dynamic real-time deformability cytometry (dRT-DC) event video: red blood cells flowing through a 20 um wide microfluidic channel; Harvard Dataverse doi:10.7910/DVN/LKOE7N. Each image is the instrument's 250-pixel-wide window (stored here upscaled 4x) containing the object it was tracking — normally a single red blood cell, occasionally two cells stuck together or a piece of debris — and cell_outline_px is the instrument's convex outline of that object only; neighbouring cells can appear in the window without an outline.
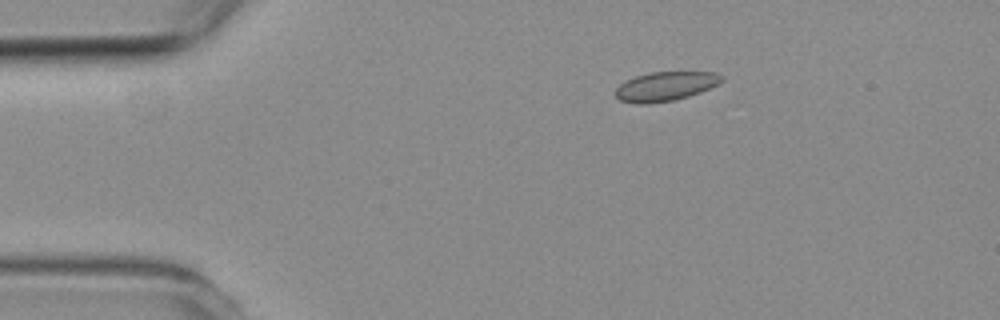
{"species": "common noctule bat (a hibernating species)", "species_latin": "Nyctalus noctula", "temperature_condition": "room temperature", "stored_images_in_passage": 7, "camera_frame_rate_fps": 3000, "um_per_image_px": 0.085, "animal": {"sex": "female", "body_mass_g": 19.3, "forearm_length_mm": 54.1}, "frame": {"image": 1, "passage_image": 2, "time_ms": 2.0, "image_size_px": [1000, 320], "cell_outline_px": [[724, 80], [720, 84], [700, 92], [676, 100], [648, 104], [636, 104], [620, 100], [612, 92], [620, 84], [636, 76], [648, 72], [716, 72], [724, 76]], "centroid_in_image_um": [56.58, 7.34], "position_along_channel_um": 28.4, "area_um2": 18.32}}
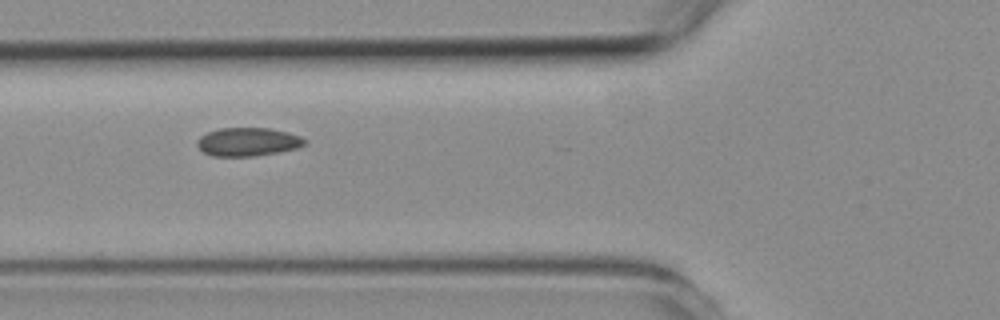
{"frame": {"image": 2, "passage_image": 5, "time_ms": 5.333, "image_size_px": [1000, 320], "cell_outline_px": [[308, 140], [304, 144], [296, 148], [276, 152], [252, 156], [212, 156], [204, 152], [196, 144], [200, 136], [208, 132], [220, 128], [268, 128], [288, 132], [300, 136]], "centroid_in_image_um": [21.06, 12.05], "position_along_channel_um": 104.7, "area_um2": 17.63}}
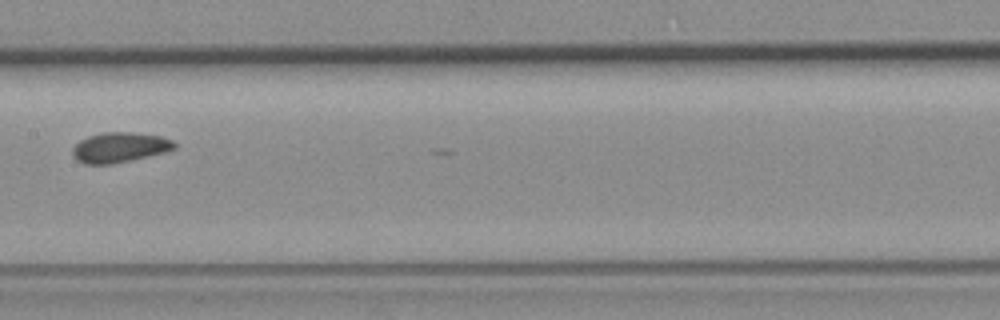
{"frame": {"image": 3, "passage_image": 7, "time_ms": 7.667, "image_size_px": [1000, 320], "cell_outline_px": [[176, 148], [164, 152], [148, 156], [112, 164], [84, 164], [76, 160], [72, 156], [72, 148], [80, 140], [88, 136], [104, 132], [128, 132], [160, 136], [172, 140], [176, 144]], "centroid_in_image_um": [10.13, 12.53], "position_along_channel_um": 197.3, "area_um2": 17.8}}